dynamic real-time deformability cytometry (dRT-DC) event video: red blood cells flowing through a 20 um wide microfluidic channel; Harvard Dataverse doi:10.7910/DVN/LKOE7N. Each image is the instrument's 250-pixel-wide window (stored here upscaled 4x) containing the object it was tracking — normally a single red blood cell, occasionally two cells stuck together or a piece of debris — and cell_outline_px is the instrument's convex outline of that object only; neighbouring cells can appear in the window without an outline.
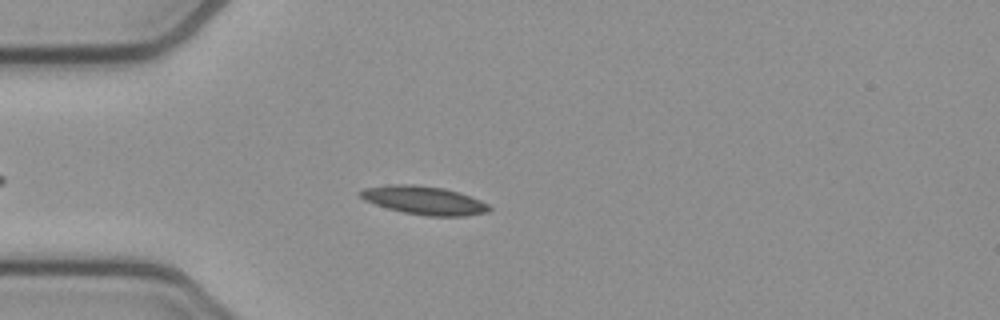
{"species": "common noctule bat (a hibernating species)", "species_latin": "Nyctalus noctula", "temperature_condition": "cold", "stored_images_in_passage": 33, "camera_frame_rate_fps": 3000, "um_per_image_px": 0.085, "animal": {"sex": "female", "body_mass_g": 21.9}, "frame": {"image": 1, "passage_image": 2, "time_ms": 0.333, "image_size_px": [1000, 320], "cell_outline_px": [[492, 208], [488, 212], [464, 216], [428, 216], [404, 212], [388, 208], [364, 200], [356, 192], [364, 188], [396, 184], [412, 184], [444, 188], [480, 200], [488, 204]], "centroid_in_image_um": [36.03, 17.03], "position_along_channel_um": 49.0, "area_um2": 21.1}}
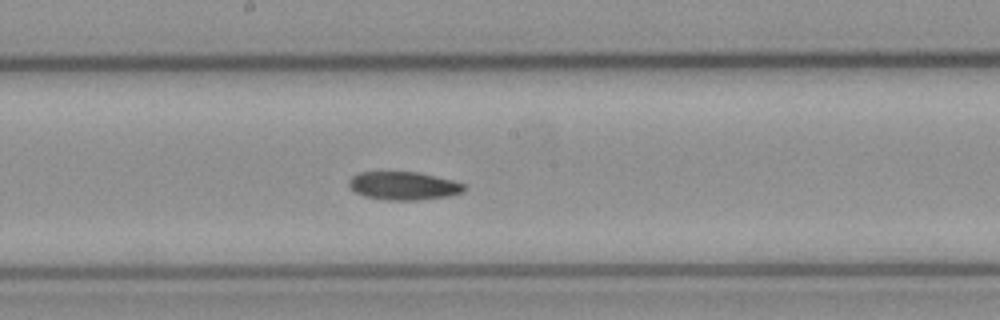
{"frame": {"image": 2, "passage_image": 16, "time_ms": 5.0, "image_size_px": [1000, 320], "cell_outline_px": [[464, 192], [448, 196], [416, 200], [388, 200], [364, 196], [356, 192], [348, 184], [348, 180], [352, 176], [360, 172], [416, 172], [452, 180], [464, 184]], "centroid_in_image_um": [34.29, 15.79], "position_along_channel_um": 213.9, "area_um2": 18.73}}
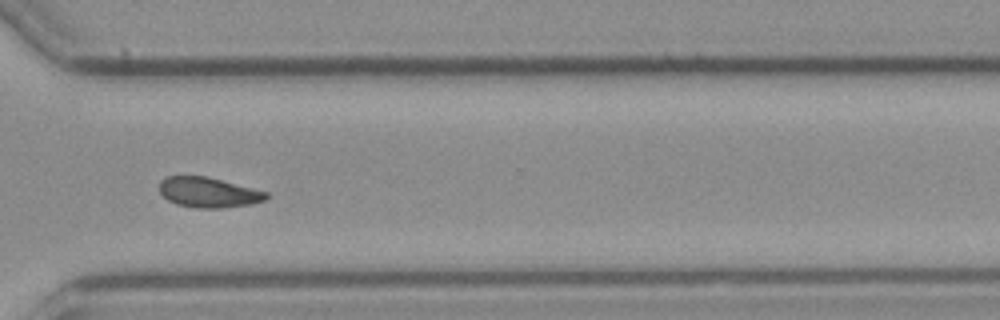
{"frame": {"image": 3, "passage_image": 27, "time_ms": 8.667, "image_size_px": [1000, 320], "cell_outline_px": [[272, 196], [264, 200], [252, 204], [220, 208], [196, 208], [176, 204], [168, 200], [160, 192], [160, 180], [168, 176], [208, 176], [268, 192]], "centroid_in_image_um": [17.75, 16.35], "position_along_channel_um": 352.9, "area_um2": 18.9}, "authors_computed_cell_mechanics": {"area_um2": 19.2474, "velocity_mm_per_s": 3.794, "shape_relaxation_time_tau1_ms": 7.3849, "shape_relaxation_time_tau2_ms": 7.1222, "deformation_change_tau1": 0.166, "deformation_change_tau2": 0.1357}}